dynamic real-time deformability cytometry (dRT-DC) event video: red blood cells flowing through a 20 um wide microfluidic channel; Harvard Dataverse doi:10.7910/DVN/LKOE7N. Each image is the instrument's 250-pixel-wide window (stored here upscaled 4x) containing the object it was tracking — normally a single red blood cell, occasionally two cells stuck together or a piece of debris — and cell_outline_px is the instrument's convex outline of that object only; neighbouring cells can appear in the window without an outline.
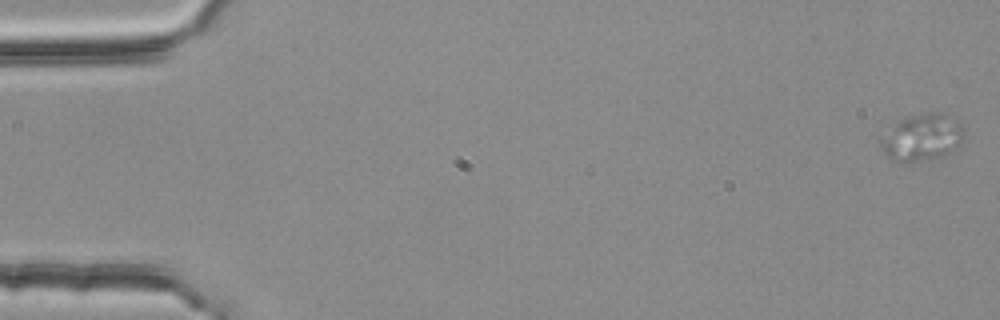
{"species": "common noctule bat (a hibernating species)", "species_latin": "Nyctalus noctula", "temperature_condition": "room temperature", "stored_images_in_passage": 55, "camera_frame_rate_fps": 3000, "um_per_image_px": 0.085, "animal": {"sex": "female", "body_mass_g": 25.1}, "frame": {"image": 1, "passage_image": 1, "time_ms": 0.0, "image_size_px": [1000, 320], "cell_outline_px": [[964, 140], [956, 148], [932, 156], [916, 160], [892, 160], [884, 152], [876, 140], [876, 136], [900, 120], [912, 116], [928, 112], [940, 112], [960, 124], [964, 128]], "centroid_in_image_um": [78.29, 11.63], "position_along_channel_um": 6.7, "area_um2": 22.14}}
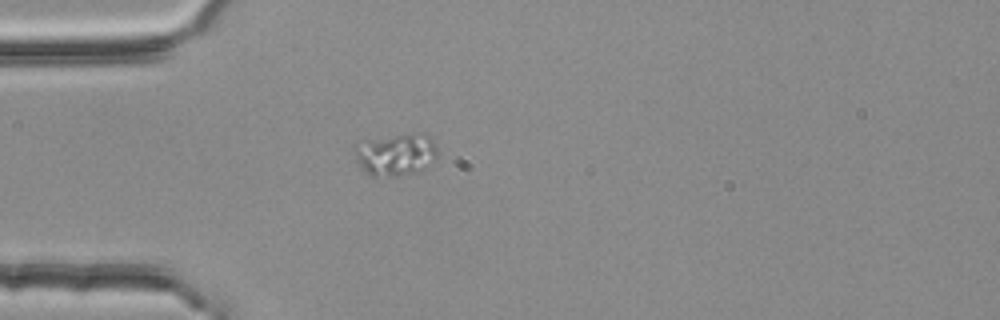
{"frame": {"image": 2, "passage_image": 16, "time_ms": 5.0, "image_size_px": [1000, 320], "cell_outline_px": [[440, 152], [436, 160], [420, 172], [396, 176], [372, 176], [360, 164], [356, 156], [356, 152], [368, 140], [416, 132], [420, 132], [432, 136]], "centroid_in_image_um": [33.85, 13.13], "position_along_channel_um": 51.2, "area_um2": 20.17}}